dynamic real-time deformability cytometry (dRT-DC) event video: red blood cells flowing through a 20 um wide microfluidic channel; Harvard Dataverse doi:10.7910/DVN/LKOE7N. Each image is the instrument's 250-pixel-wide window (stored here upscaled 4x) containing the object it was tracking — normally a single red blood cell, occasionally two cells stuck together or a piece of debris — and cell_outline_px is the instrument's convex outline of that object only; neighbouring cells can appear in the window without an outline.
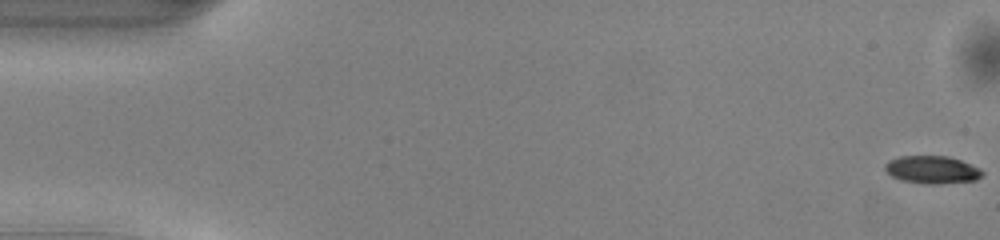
{"species": "common noctule bat (a hibernating species)", "species_latin": "Nyctalus noctula", "temperature_condition": "warm", "stored_images_in_passage": 51, "camera_frame_rate_fps": 3000, "um_per_image_px": 0.085, "animal": {"sex": "male", "body_mass_g": 13.0, "forearm_length_mm": 53.1}, "frame": {"image": 1, "passage_image": 1, "time_ms": 0.0, "image_size_px": [1000, 240], "cell_outline_px": [[984, 172], [976, 180], [936, 184], [928, 184], [900, 180], [892, 176], [884, 168], [884, 164], [888, 160], [900, 156], [948, 156], [960, 160], [980, 168]], "centroid_in_image_um": [79.21, 14.42], "position_along_channel_um": 5.8, "area_um2": 15.66}}
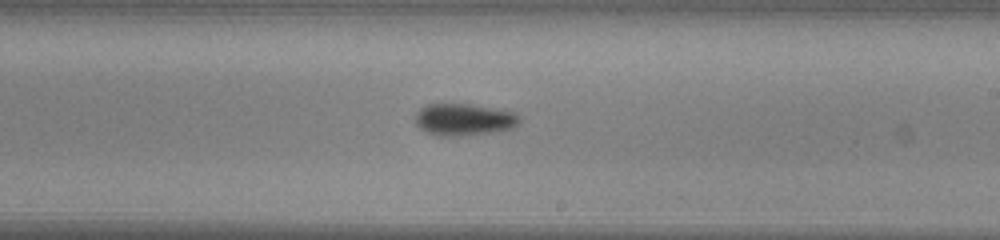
{"frame": {"image": 2, "passage_image": 30, "time_ms": 9.667, "image_size_px": [1000, 240], "cell_outline_px": [[520, 120], [512, 128], [492, 132], [460, 136], [436, 136], [420, 128], [416, 124], [416, 112], [420, 108], [428, 104], [472, 104], [512, 112], [520, 116]], "centroid_in_image_um": [39.4, 10.16], "position_along_channel_um": 249.6, "area_um2": 19.25}}
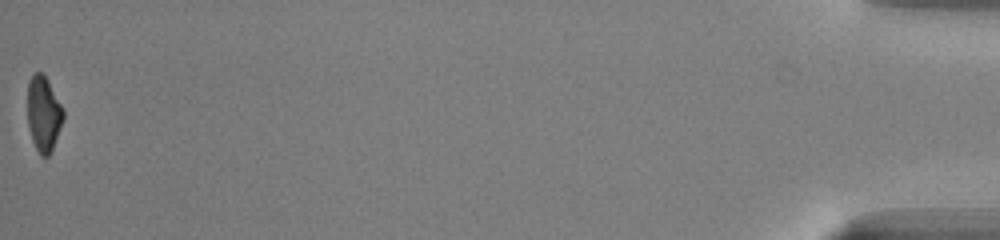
{"frame": {"image": 3, "passage_image": 51, "time_ms": 16.667, "image_size_px": [1000, 240], "cell_outline_px": [[64, 120], [52, 152], [48, 156], [40, 156], [32, 140], [28, 128], [28, 84], [32, 76], [36, 72], [40, 72], [48, 80], [64, 108]], "centroid_in_image_um": [3.73, 9.71], "position_along_channel_um": 431.5, "area_um2": 15.9}, "authors_computed_cell_mechanics": {"area_um2": 17.4556, "velocity_mm_per_s": 4.1087, "shape_relaxation_time_tau1_ms": 2.2981, "shape_relaxation_time_tau2_ms": 5.9132, "deformation_change_tau1": 0.1266, "deformation_change_tau2": 0.1304}}